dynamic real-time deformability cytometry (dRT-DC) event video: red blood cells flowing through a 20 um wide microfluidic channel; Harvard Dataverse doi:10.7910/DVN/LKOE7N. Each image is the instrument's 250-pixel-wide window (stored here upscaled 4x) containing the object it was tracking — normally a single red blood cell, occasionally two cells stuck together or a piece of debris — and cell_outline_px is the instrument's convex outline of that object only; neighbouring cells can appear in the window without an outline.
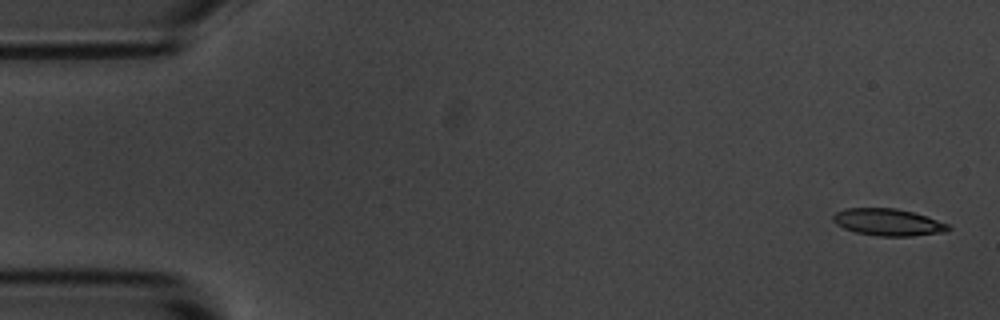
{"species": "common noctule bat (a hibernating species)", "species_latin": "Nyctalus noctula", "temperature_condition": "room temperature", "stored_images_in_passage": 3, "camera_frame_rate_fps": 3000, "um_per_image_px": 0.085, "animal": {"sex": "male", "body_mass_g": 20.1, "forearm_length_mm": 53.5}, "frame": {"image": 1, "passage_image": 1, "time_ms": 0.0, "image_size_px": [1000, 320], "cell_outline_px": [[952, 228], [948, 232], [912, 236], [876, 236], [856, 232], [844, 228], [836, 224], [832, 220], [832, 216], [836, 212], [844, 208], [896, 208], [912, 212], [948, 224]], "centroid_in_image_um": [75.47, 18.89], "position_along_channel_um": 9.5, "area_um2": 18.15}}